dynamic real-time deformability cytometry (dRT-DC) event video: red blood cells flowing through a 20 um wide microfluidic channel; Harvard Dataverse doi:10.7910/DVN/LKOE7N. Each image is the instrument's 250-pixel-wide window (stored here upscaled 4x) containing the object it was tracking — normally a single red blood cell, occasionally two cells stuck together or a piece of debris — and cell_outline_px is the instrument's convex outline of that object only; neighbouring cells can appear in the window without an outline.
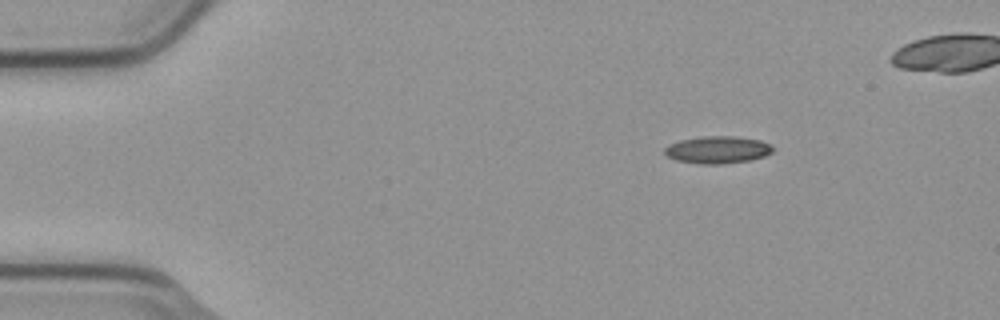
{"species": "common noctule bat (a hibernating species)", "species_latin": "Nyctalus noctula", "temperature_condition": "cold", "stored_images_in_passage": 3, "camera_frame_rate_fps": 3000, "um_per_image_px": 0.085, "animal": {"sex": "male", "body_mass_g": 23.1, "forearm_length_mm": 52.7}, "frame": {"image": 1, "passage_image": 1, "time_ms": 0.0, "image_size_px": [1000, 320], "cell_outline_px": [[772, 152], [764, 156], [748, 160], [720, 164], [700, 164], [676, 160], [668, 156], [664, 152], [664, 148], [668, 144], [680, 140], [704, 136], [732, 136], [760, 140], [772, 144]], "centroid_in_image_um": [60.97, 12.72], "position_along_channel_um": 24.0, "area_um2": 17.11}}